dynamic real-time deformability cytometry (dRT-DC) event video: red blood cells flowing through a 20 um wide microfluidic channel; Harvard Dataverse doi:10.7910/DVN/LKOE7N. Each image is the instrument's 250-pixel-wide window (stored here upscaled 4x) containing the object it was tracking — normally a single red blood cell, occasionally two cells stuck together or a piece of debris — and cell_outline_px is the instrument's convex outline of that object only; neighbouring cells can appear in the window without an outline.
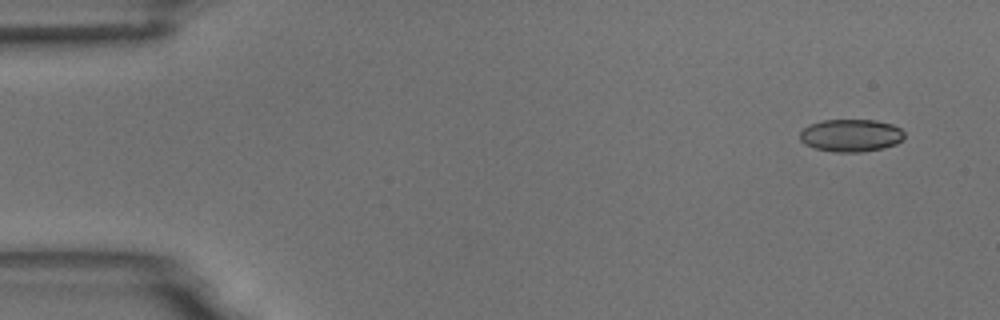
{"species": "common noctule bat (a hibernating species)", "species_latin": "Nyctalus noctula", "temperature_condition": "room temperature", "stored_images_in_passage": 8, "camera_frame_rate_fps": 3000, "um_per_image_px": 0.085, "animal": {"sex": "male", "body_mass_g": 18.8}, "frame": {"image": 1, "passage_image": 2, "time_ms": 1.0, "image_size_px": [1000, 320], "cell_outline_px": [[904, 136], [896, 144], [884, 148], [860, 152], [836, 152], [816, 148], [804, 144], [800, 140], [800, 132], [808, 124], [824, 120], [876, 120], [892, 124], [900, 128], [904, 132]], "centroid_in_image_um": [72.32, 11.5], "position_along_channel_um": 12.7, "area_um2": 19.83}}
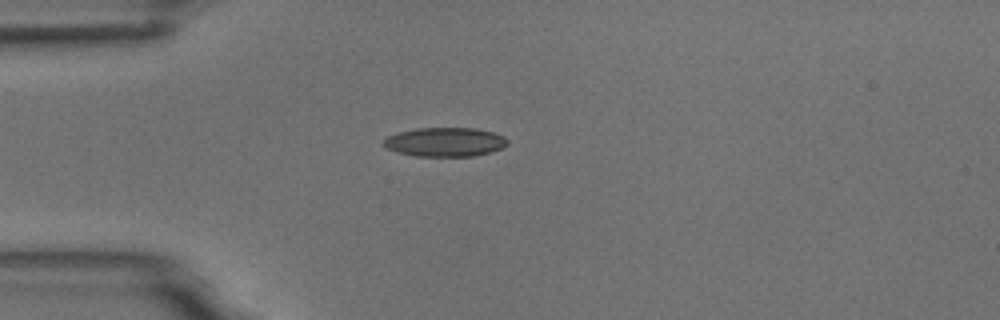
{"frame": {"image": 2, "passage_image": 5, "time_ms": 4.667, "image_size_px": [1000, 320], "cell_outline_px": [[508, 144], [500, 148], [476, 156], [416, 156], [396, 152], [380, 144], [388, 136], [396, 132], [416, 128], [472, 128], [492, 132], [504, 136], [508, 140]], "centroid_in_image_um": [37.78, 12.07], "position_along_channel_um": 47.2, "area_um2": 20.98}}